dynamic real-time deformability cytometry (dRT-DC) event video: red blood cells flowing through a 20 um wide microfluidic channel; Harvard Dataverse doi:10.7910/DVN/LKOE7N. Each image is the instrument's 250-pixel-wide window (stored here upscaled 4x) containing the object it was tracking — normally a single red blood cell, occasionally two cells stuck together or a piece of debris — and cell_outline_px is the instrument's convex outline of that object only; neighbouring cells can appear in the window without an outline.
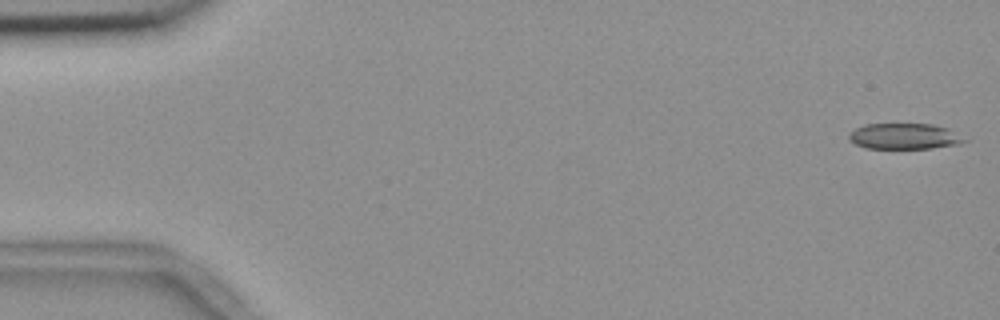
{"species": "common noctule bat (a hibernating species)", "species_latin": "Nyctalus noctula", "temperature_condition": "room temperature", "stored_images_in_passage": 55, "camera_frame_rate_fps": 3000, "um_per_image_px": 0.085, "animal": {"sex": "female", "body_mass_g": 18.4}, "frame": {"image": 1, "passage_image": 1, "time_ms": 0.0, "image_size_px": [1000, 320], "cell_outline_px": [[968, 140], [960, 144], [932, 148], [864, 148], [848, 140], [848, 132], [864, 124], [932, 124], [948, 128]], "centroid_in_image_um": [76.84, 11.58], "position_along_channel_um": 8.2, "area_um2": 17.46}}
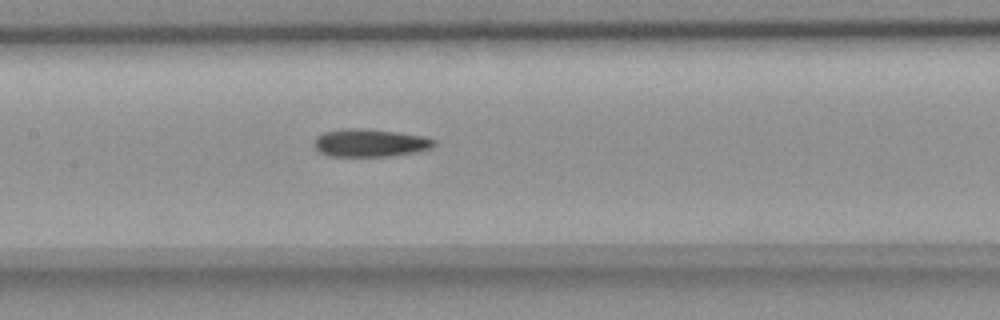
{"frame": {"image": 2, "passage_image": 26, "time_ms": 8.333, "image_size_px": [1000, 320], "cell_outline_px": [[436, 144], [432, 148], [416, 152], [388, 156], [328, 156], [320, 152], [312, 144], [312, 140], [316, 136], [324, 132], [340, 128], [364, 128], [396, 132], [424, 136], [436, 140]], "centroid_in_image_um": [31.42, 12.13], "position_along_channel_um": 176.0, "area_um2": 19.71}}
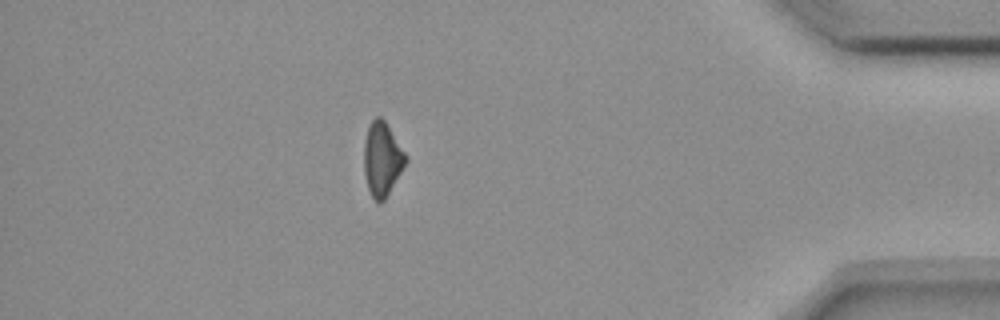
{"frame": {"image": 3, "passage_image": 48, "time_ms": 15.667, "image_size_px": [1000, 320], "cell_outline_px": [[408, 160], [384, 200], [380, 204], [372, 196], [368, 188], [364, 172], [364, 140], [368, 124], [376, 116], [380, 116], [384, 120], [408, 156]], "centroid_in_image_um": [32.48, 13.49], "position_along_channel_um": 402.7, "area_um2": 17.92}}